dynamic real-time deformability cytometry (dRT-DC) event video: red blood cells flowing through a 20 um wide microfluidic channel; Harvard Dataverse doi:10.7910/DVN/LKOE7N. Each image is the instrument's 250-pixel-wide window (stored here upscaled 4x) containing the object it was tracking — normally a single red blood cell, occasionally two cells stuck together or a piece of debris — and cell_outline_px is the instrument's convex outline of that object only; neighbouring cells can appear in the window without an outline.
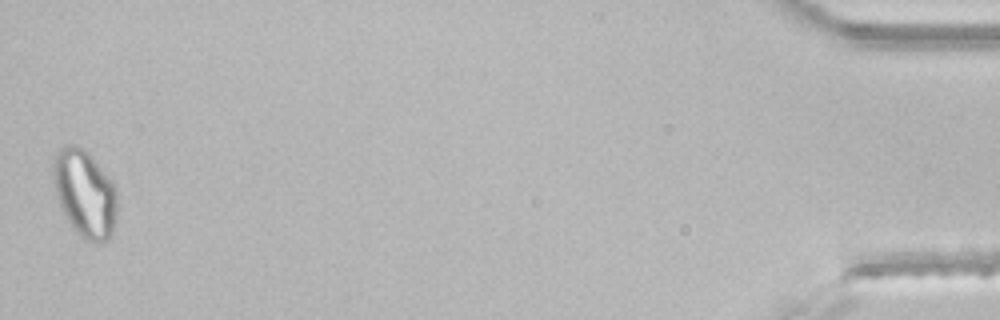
{"species": "common noctule bat (a hibernating species)", "species_latin": "Nyctalus noctula", "temperature_condition": "room temperature", "stored_images_in_passage": 38, "segment_of_instrument_passage": [2, 2], "camera_frame_rate_fps": 3000, "um_per_image_px": 0.085, "animal": {"sex": "male", "body_mass_g": 21.5, "forearm_length_mm": 52.0}, "frame": {"image": 1, "passage_image": 38, "time_ms": 12.333, "image_size_px": [1000, 320], "cell_outline_px": [[116, 220], [112, 236], [104, 244], [92, 244], [84, 240], [76, 232], [60, 208], [56, 192], [52, 164], [56, 152], [64, 144], [76, 144], [84, 148], [92, 156], [112, 180], [116, 188]], "centroid_in_image_um": [7.23, 16.47], "position_along_channel_um": 428.0, "area_um2": 33.18}}